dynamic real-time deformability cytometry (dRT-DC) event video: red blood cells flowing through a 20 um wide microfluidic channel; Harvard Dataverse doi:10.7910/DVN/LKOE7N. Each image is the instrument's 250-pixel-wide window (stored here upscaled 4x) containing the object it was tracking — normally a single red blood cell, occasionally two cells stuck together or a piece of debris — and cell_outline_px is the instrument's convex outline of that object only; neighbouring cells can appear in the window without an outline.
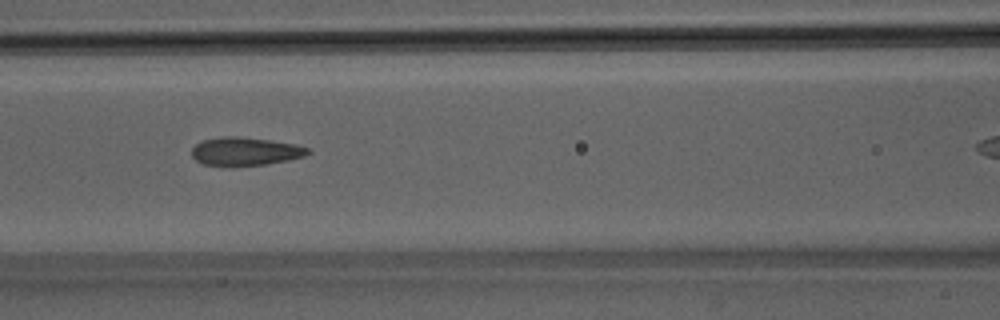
{"species": "Egyptian fruit bat (a non-hibernating species)", "species_latin": "Rousettus aegyptiacus", "temperature_condition": "room temperature", "stored_images_in_passage": 34, "camera_frame_rate_fps": 3000, "um_per_image_px": 0.085, "animal": {"sex": "male"}, "frame": {"image": 1, "passage_image": 15, "time_ms": 4.667, "image_size_px": [1000, 320], "cell_outline_px": [[312, 152], [304, 156], [288, 160], [264, 164], [204, 164], [196, 160], [192, 156], [192, 148], [196, 144], [204, 140], [224, 136], [240, 136], [272, 140], [296, 144], [308, 148]], "centroid_in_image_um": [20.89, 12.83], "position_along_channel_um": 145.7, "area_um2": 18.67}}